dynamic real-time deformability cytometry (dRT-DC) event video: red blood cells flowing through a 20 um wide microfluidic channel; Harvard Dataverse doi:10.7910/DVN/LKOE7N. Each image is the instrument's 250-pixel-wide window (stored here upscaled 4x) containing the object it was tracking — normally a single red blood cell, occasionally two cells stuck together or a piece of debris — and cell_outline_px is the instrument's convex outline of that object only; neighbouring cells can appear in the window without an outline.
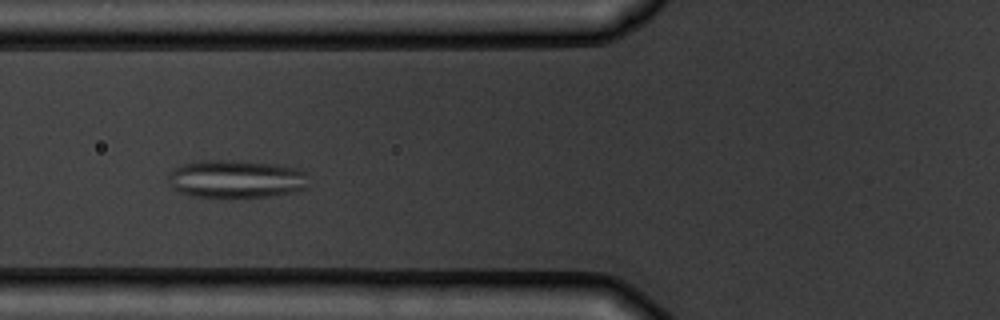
{"species": "common noctule bat (a hibernating species)", "species_latin": "Nyctalus noctula", "temperature_condition": "warm", "stored_images_in_passage": 7, "camera_frame_rate_fps": 3000, "um_per_image_px": 0.085, "animal": {"sex": "male", "body_mass_g": 19.5, "forearm_length_mm": 54.6}, "frame": {"image": 1, "passage_image": 4, "time_ms": 3.667, "image_size_px": [1000, 320], "cell_outline_px": [[308, 172], [304, 188], [272, 196], [192, 196], [180, 192], [172, 188], [168, 180], [168, 176], [172, 168], [184, 164], [200, 160], [220, 160], [276, 164], [300, 168]], "centroid_in_image_um": [20.04, 15.19], "position_along_channel_um": 105.8, "area_um2": 30.63}}